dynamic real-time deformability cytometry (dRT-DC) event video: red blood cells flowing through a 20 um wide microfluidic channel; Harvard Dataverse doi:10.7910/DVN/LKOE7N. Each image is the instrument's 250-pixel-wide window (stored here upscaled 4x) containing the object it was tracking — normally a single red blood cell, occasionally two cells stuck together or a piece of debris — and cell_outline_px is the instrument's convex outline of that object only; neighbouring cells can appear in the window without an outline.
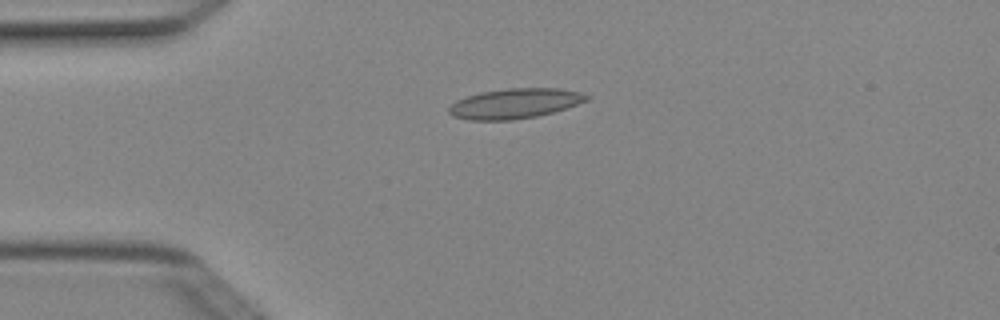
{"species": "Egyptian fruit bat (a non-hibernating species)", "species_latin": "Rousettus aegyptiacus", "temperature_condition": "cold", "stored_images_in_passage": 4, "camera_frame_rate_fps": 3000, "um_per_image_px": 0.085, "animal": {"sex": "female"}, "frame": {"image": 1, "passage_image": 1, "time_ms": 0.0, "image_size_px": [1000, 320], "cell_outline_px": [[592, 96], [588, 100], [552, 112], [536, 116], [512, 120], [468, 120], [452, 116], [448, 112], [448, 108], [456, 100], [480, 92], [508, 88], [556, 88], [580, 92]], "centroid_in_image_um": [43.73, 8.79], "position_along_channel_um": 41.3, "area_um2": 23.99}}
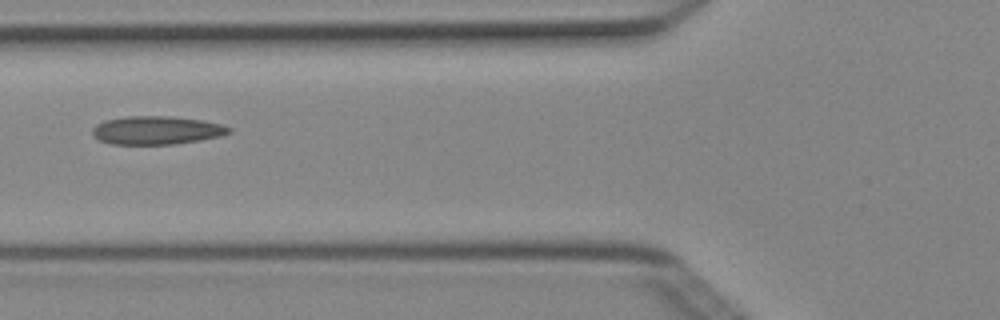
{"frame": {"image": 2, "passage_image": 3, "time_ms": 0.667, "image_size_px": [1000, 320], "cell_outline_px": [[232, 132], [220, 136], [200, 140], [176, 144], [112, 144], [100, 140], [92, 136], [92, 128], [96, 124], [104, 120], [128, 116], [168, 116], [204, 120], [224, 124], [232, 128]], "centroid_in_image_um": [13.33, 11.07], "position_along_channel_um": 112.5, "area_um2": 22.77}}
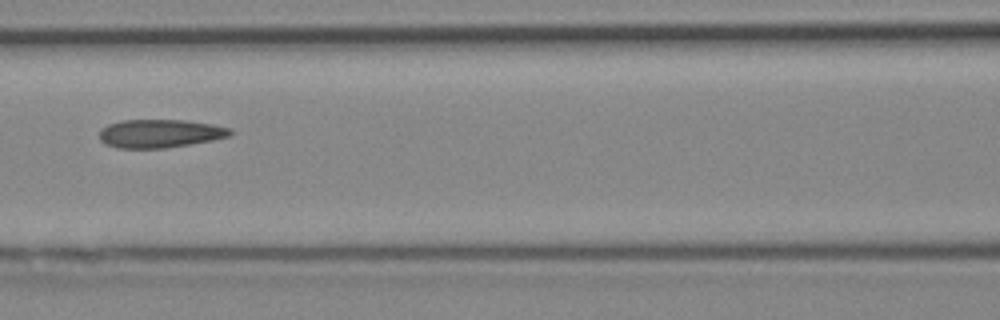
{"frame": {"image": 3, "passage_image": 4, "time_ms": 1.0, "image_size_px": [1000, 320], "cell_outline_px": [[232, 132], [228, 136], [212, 140], [164, 148], [116, 148], [104, 144], [100, 140], [100, 128], [108, 124], [120, 120], [188, 120], [212, 124], [232, 128]], "centroid_in_image_um": [13.56, 11.34], "position_along_channel_um": 153.0, "area_um2": 21.68}}